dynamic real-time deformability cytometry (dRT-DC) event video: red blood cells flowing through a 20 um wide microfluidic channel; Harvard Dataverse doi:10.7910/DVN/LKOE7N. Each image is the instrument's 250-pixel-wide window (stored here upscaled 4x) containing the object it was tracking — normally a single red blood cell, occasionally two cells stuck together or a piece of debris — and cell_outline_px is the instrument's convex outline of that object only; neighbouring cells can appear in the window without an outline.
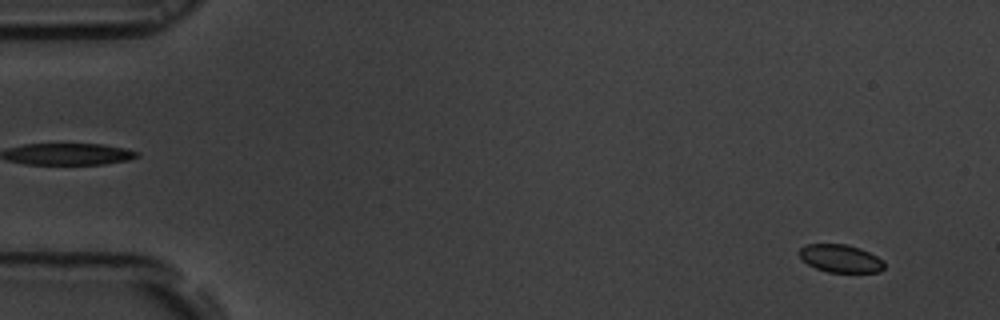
{"species": "common noctule bat (a hibernating species)", "species_latin": "Nyctalus noctula", "temperature_condition": "room temperature", "stored_images_in_passage": 56, "camera_frame_rate_fps": 3000, "um_per_image_px": 0.085, "animal": {"sex": "male", "body_mass_g": 19.5, "forearm_length_mm": 54.6}, "frame": {"image": 1, "passage_image": 4, "time_ms": 1.0, "image_size_px": [1000, 320], "cell_outline_px": [[884, 268], [880, 272], [828, 272], [816, 268], [808, 264], [800, 256], [800, 248], [808, 244], [844, 244], [860, 248], [884, 260]], "centroid_in_image_um": [71.47, 21.97], "position_along_channel_um": 13.5, "area_um2": 13.64}}
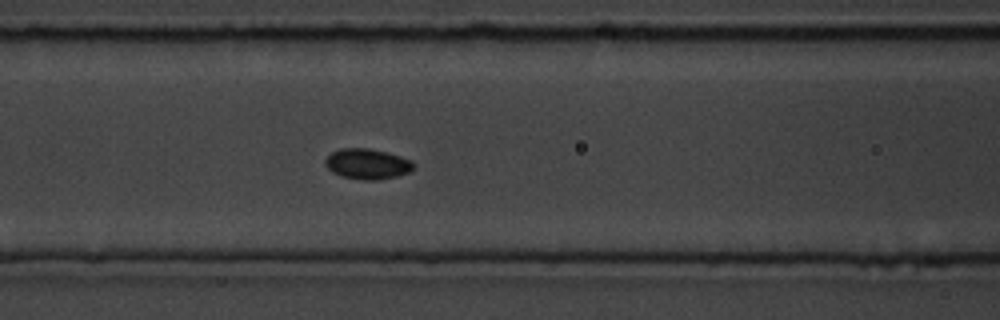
{"frame": {"image": 2, "passage_image": 24, "time_ms": 7.667, "image_size_px": [1000, 320], "cell_outline_px": [[416, 164], [408, 172], [396, 176], [376, 180], [364, 180], [344, 176], [332, 172], [324, 164], [324, 160], [332, 152], [340, 148], [368, 148], [388, 152], [412, 160]], "centroid_in_image_um": [31.22, 13.92], "position_along_channel_um": 135.4, "area_um2": 15.61}}
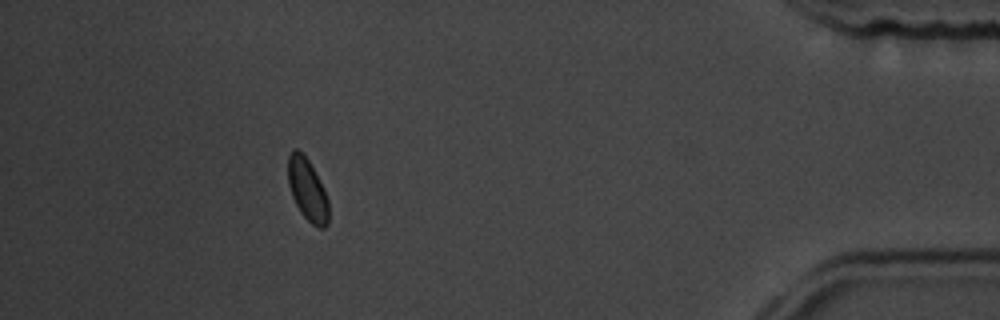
{"frame": {"image": 3, "passage_image": 51, "time_ms": 16.667, "image_size_px": [1000, 320], "cell_outline_px": [[328, 224], [324, 228], [320, 228], [312, 224], [300, 212], [292, 196], [288, 184], [288, 156], [292, 148], [296, 148], [308, 160], [324, 188], [328, 200]], "centroid_in_image_um": [26.12, 16.13], "position_along_channel_um": 409.1, "area_um2": 14.62}, "authors_computed_cell_mechanics": {"area_um2": 14.7968, "velocity_mm_per_s": 3.6536, "shape_relaxation_time_tau1_ms": null, "shape_relaxation_time_tau2_ms": 3.3605, "deformation_change_tau1": null, "deformation_change_tau2": 0.0492}}